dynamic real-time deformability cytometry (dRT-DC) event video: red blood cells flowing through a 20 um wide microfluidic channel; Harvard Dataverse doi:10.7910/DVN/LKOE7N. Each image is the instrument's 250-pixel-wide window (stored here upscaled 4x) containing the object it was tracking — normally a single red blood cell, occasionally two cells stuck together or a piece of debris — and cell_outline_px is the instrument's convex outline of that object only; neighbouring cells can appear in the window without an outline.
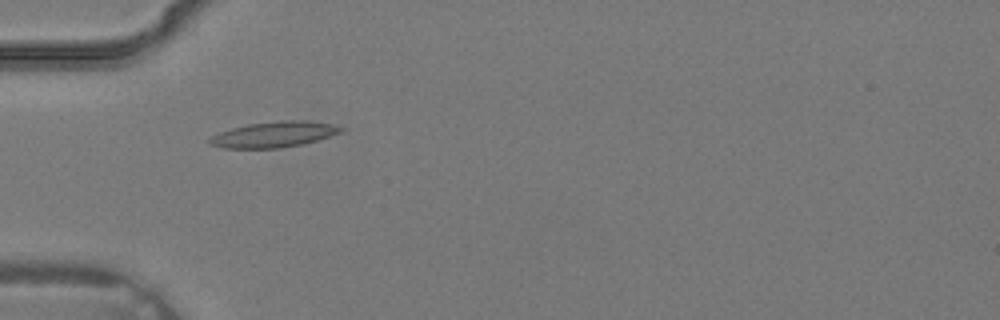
{"species": "common noctule bat (a hibernating species)", "species_latin": "Nyctalus noctula", "temperature_condition": "warm", "stored_images_in_passage": 4, "camera_frame_rate_fps": 3000, "um_per_image_px": 0.085, "animal": {"sex": "male", "body_mass_g": 19.2, "forearm_length_mm": 51.8}, "frame": {"image": 1, "passage_image": 4, "time_ms": 1.0, "image_size_px": [1000, 320], "cell_outline_px": [[344, 128], [340, 132], [304, 144], [280, 148], [224, 148], [208, 144], [208, 140], [212, 136], [220, 132], [232, 128], [248, 124], [280, 120], [308, 120], [332, 124]], "centroid_in_image_um": [23.27, 11.42], "position_along_channel_um": 61.7, "area_um2": 19.59}}